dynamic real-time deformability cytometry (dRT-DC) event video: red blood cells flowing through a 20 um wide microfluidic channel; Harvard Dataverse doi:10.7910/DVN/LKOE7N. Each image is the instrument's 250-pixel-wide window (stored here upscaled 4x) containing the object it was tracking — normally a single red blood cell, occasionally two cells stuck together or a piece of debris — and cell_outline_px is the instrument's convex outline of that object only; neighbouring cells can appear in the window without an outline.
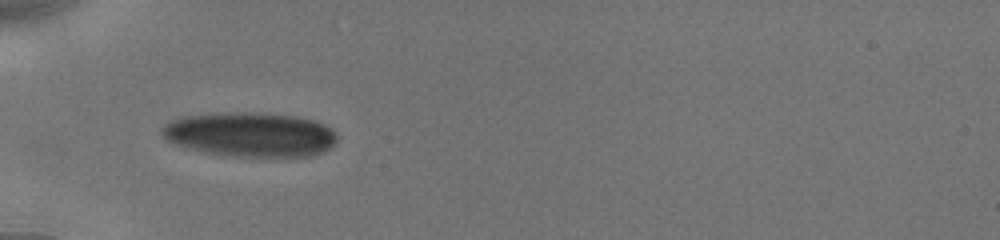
{"species": "human", "species_latin": "Homo sapiens", "temperature_condition": "cold", "stored_images_in_passage": 25, "camera_frame_rate_fps": 3000, "um_per_image_px": 0.085, "donor": {"sex": "male"}, "frame": {"image": 1, "passage_image": 1, "time_ms": 0.0, "image_size_px": [1000, 240], "cell_outline_px": [[336, 140], [332, 148], [324, 152], [312, 156], [224, 156], [204, 152], [188, 148], [164, 140], [160, 132], [160, 128], [164, 124], [172, 120], [184, 116], [296, 116], [316, 120], [332, 128], [336, 132]], "centroid_in_image_um": [21.31, 11.51], "position_along_channel_um": 63.7, "area_um2": 43.93}}
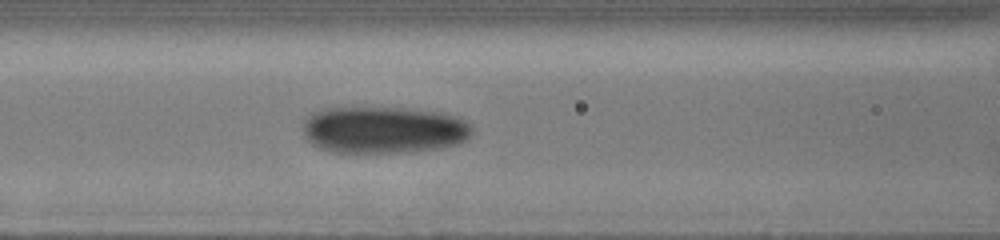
{"frame": {"image": 2, "passage_image": 16, "time_ms": 2.0, "image_size_px": [1000, 240], "cell_outline_px": [[472, 132], [460, 144], [440, 148], [412, 152], [328, 152], [316, 148], [304, 136], [304, 124], [316, 112], [324, 108], [404, 108], [444, 112], [456, 116], [472, 124]], "centroid_in_image_um": [32.66, 11.05], "position_along_channel_um": 133.9, "area_um2": 46.41}}
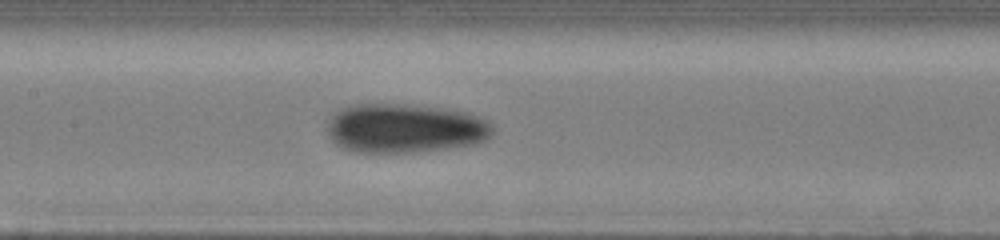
{"frame": {"image": 3, "passage_image": 23, "time_ms": 3.0, "image_size_px": [1000, 240], "cell_outline_px": [[492, 132], [484, 140], [476, 144], [448, 148], [416, 152], [356, 152], [344, 148], [336, 144], [332, 140], [328, 132], [328, 124], [332, 116], [336, 112], [344, 108], [356, 104], [388, 104], [440, 108], [468, 112], [488, 120], [492, 124]], "centroid_in_image_um": [34.44, 10.92], "position_along_channel_um": 173.0, "area_um2": 46.93}}